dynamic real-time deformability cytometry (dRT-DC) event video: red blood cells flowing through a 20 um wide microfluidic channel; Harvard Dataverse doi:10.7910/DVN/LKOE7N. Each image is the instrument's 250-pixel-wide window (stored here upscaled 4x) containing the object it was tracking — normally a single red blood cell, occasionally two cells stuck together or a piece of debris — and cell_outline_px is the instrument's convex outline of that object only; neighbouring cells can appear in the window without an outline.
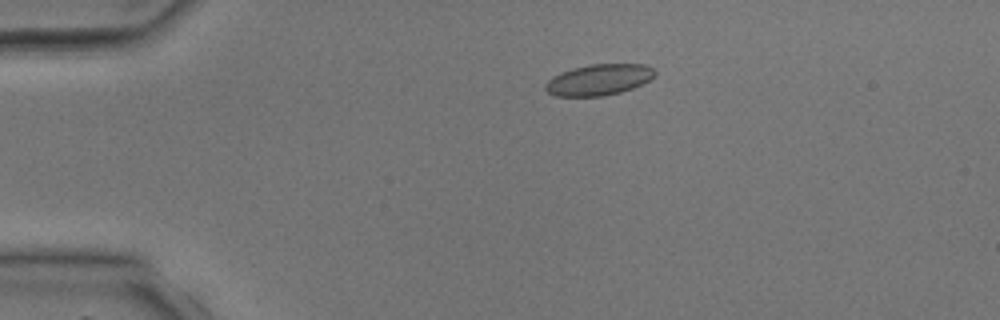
{"species": "common noctule bat (a hibernating species)", "species_latin": "Nyctalus noctula", "temperature_condition": "room temperature", "stored_images_in_passage": 2, "camera_frame_rate_fps": 3000, "um_per_image_px": 0.085, "animal": {"sex": "male", "body_mass_g": 17.9, "forearm_length_mm": 54.2}, "frame": {"image": 1, "passage_image": 2, "time_ms": 1.333, "image_size_px": [1000, 320], "cell_outline_px": [[656, 76], [632, 88], [620, 92], [604, 96], [556, 96], [548, 92], [544, 88], [544, 84], [552, 76], [560, 72], [572, 68], [592, 64], [644, 64], [652, 68], [656, 72]], "centroid_in_image_um": [50.87, 6.77], "position_along_channel_um": 34.1, "area_um2": 19.83}}